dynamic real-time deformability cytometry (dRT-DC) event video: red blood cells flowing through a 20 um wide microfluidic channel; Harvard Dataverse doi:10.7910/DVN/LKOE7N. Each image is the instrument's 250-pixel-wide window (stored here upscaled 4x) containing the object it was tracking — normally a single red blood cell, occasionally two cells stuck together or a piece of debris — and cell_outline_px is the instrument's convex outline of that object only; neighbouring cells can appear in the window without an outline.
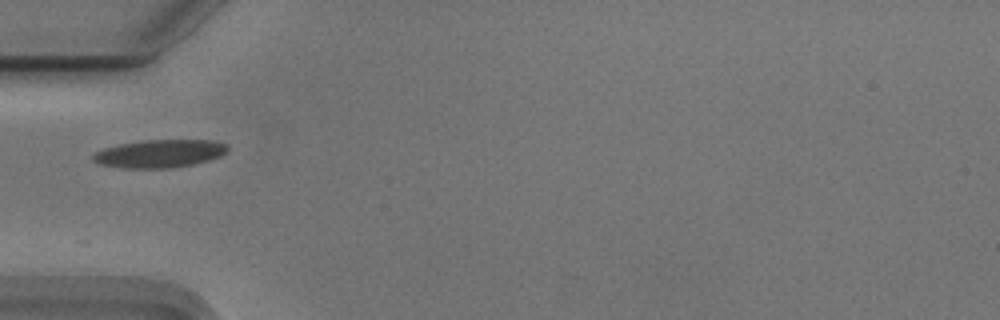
{"species": "Egyptian fruit bat (a non-hibernating species)", "species_latin": "Rousettus aegyptiacus", "temperature_condition": "cold", "stored_images_in_passage": 12, "camera_frame_rate_fps": 3000, "um_per_image_px": 0.085, "animal": {"sex": "male"}, "frame": {"image": 1, "passage_image": 1, "time_ms": 0.0, "image_size_px": [1000, 320], "cell_outline_px": [[228, 152], [220, 156], [208, 160], [192, 164], [172, 168], [120, 168], [100, 164], [92, 160], [92, 156], [96, 152], [104, 148], [120, 144], [144, 140], [216, 140], [228, 144]], "centroid_in_image_um": [13.59, 13.05], "position_along_channel_um": 71.4, "area_um2": 22.02}}
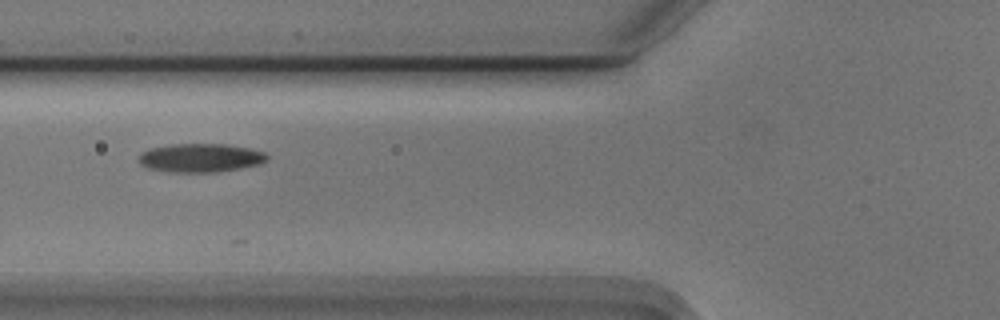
{"frame": {"image": 2, "passage_image": 4, "time_ms": 1.0, "image_size_px": [1000, 320], "cell_outline_px": [[268, 160], [260, 164], [240, 168], [216, 172], [168, 172], [148, 168], [140, 164], [140, 152], [148, 148], [172, 144], [228, 144], [248, 148], [264, 152], [268, 156]], "centroid_in_image_um": [17.03, 13.41], "position_along_channel_um": 108.8, "area_um2": 21.5}}